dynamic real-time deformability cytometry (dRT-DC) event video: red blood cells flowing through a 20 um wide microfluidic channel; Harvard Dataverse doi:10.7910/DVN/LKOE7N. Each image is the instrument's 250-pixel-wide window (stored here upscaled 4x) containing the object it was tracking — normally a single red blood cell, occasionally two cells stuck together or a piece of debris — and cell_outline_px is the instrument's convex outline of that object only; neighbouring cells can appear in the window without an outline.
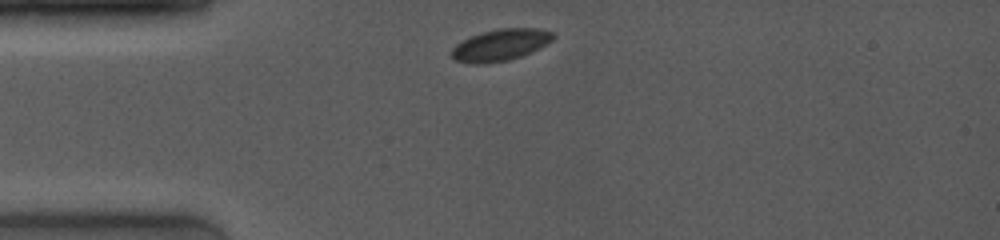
{"species": "common noctule bat (a hibernating species)", "species_latin": "Nyctalus noctula", "temperature_condition": "room temperature", "stored_images_in_passage": 25, "camera_frame_rate_fps": 4000, "um_per_image_px": 0.085, "animal": {"sex": "female", "body_mass_g": 19.0, "forearm_length_mm": 53.3}, "frame": {"image": 1, "passage_image": 1, "time_ms": 0.0, "image_size_px": [1000, 240], "cell_outline_px": [[556, 36], [548, 44], [532, 52], [508, 60], [484, 64], [472, 64], [456, 60], [452, 56], [452, 48], [456, 44], [472, 36], [484, 32], [500, 28], [536, 28], [552, 32]], "centroid_in_image_um": [42.57, 3.83], "position_along_channel_um": 42.4, "area_um2": 18.61}}
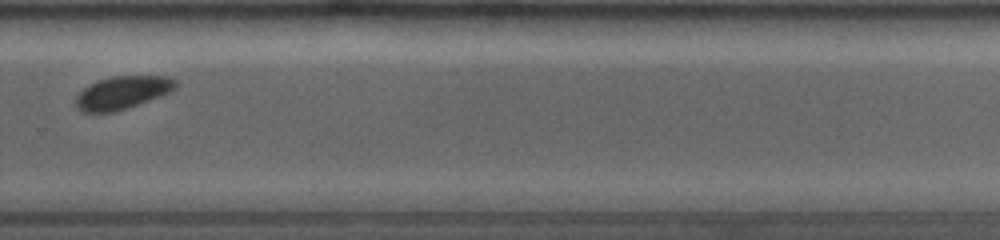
{"frame": {"image": 2, "passage_image": 16, "time_ms": 7.5, "image_size_px": [1000, 240], "cell_outline_px": [[176, 88], [168, 92], [148, 100], [112, 112], [80, 112], [76, 108], [76, 96], [88, 84], [112, 76], [168, 76], [176, 80]], "centroid_in_image_um": [10.36, 7.86], "position_along_channel_um": 319.4, "area_um2": 18.79}}
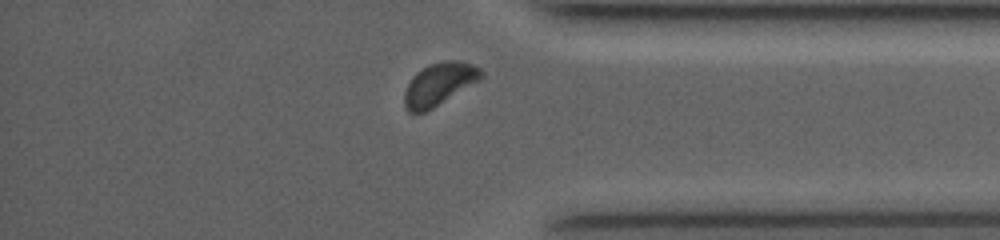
{"frame": {"image": 3, "passage_image": 23, "time_ms": 9.5, "image_size_px": [1000, 240], "cell_outline_px": [[484, 76], [480, 80], [432, 108], [424, 112], [408, 112], [404, 108], [404, 92], [412, 76], [416, 72], [428, 64], [444, 60], [460, 60], [472, 64], [480, 68], [484, 72]], "centroid_in_image_um": [37.33, 7.12], "position_along_channel_um": 397.9, "area_um2": 19.13}, "authors_computed_cell_mechanics": {"area_um2": 19.0162, "velocity_mm_per_s": 4.0131, "shape_relaxation_time_tau1_ms": 0.9787, "shape_relaxation_time_tau2_ms": null, "deformation_change_tau1": 0.0557, "deformation_change_tau2": null}}